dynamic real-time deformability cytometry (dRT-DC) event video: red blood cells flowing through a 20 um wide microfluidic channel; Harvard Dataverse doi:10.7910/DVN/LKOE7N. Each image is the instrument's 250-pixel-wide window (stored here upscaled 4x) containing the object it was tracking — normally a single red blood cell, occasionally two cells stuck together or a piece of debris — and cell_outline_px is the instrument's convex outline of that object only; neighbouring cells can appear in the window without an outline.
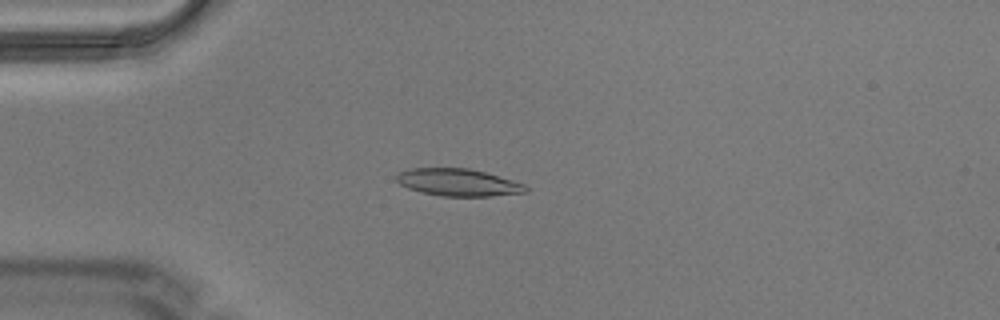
{"species": "Egyptian fruit bat (a non-hibernating species)", "species_latin": "Rousettus aegyptiacus", "temperature_condition": "warm", "stored_images_in_passage": 5, "camera_frame_rate_fps": 3000, "um_per_image_px": 0.085, "animal": {"sex": "male"}, "frame": {"image": 1, "passage_image": 4, "time_ms": 1.0, "image_size_px": [1000, 320], "cell_outline_px": [[528, 192], [492, 196], [440, 196], [420, 192], [408, 188], [400, 184], [396, 180], [396, 176], [400, 172], [412, 168], [468, 168], [484, 172], [512, 180], [524, 184], [528, 188]], "centroid_in_image_um": [38.94, 15.51], "position_along_channel_um": 46.1, "area_um2": 20.46}}